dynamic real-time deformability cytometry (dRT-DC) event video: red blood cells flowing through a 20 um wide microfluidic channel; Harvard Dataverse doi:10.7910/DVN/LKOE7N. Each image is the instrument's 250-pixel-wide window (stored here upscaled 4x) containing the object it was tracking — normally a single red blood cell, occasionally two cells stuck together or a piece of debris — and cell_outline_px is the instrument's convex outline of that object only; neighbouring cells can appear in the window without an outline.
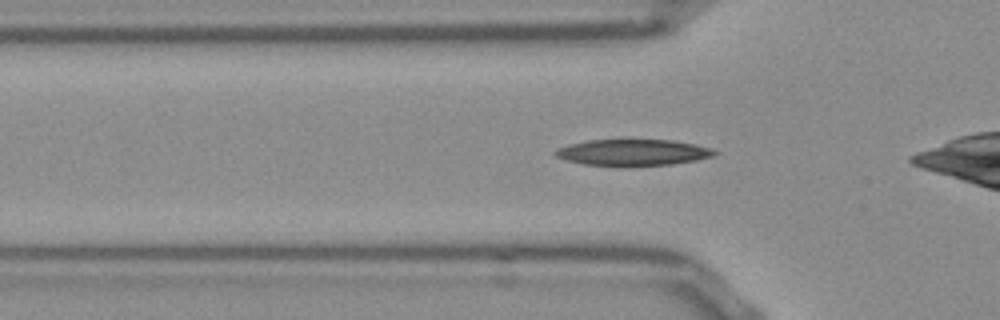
{"species": "Egyptian fruit bat (a non-hibernating species)", "species_latin": "Rousettus aegyptiacus", "temperature_condition": "room temperature", "stored_images_in_passage": 34, "camera_frame_rate_fps": 3000, "um_per_image_px": 0.085, "frame": {"image": 1, "passage_image": 8, "time_ms": 2.333, "image_size_px": [1000, 320], "cell_outline_px": [[716, 152], [712, 156], [696, 160], [672, 164], [632, 168], [616, 168], [584, 164], [568, 160], [556, 156], [556, 152], [560, 148], [572, 144], [588, 140], [672, 140], [696, 144], [712, 148]], "centroid_in_image_um": [53.84, 13.0], "position_along_channel_um": 72.0, "area_um2": 24.8}}
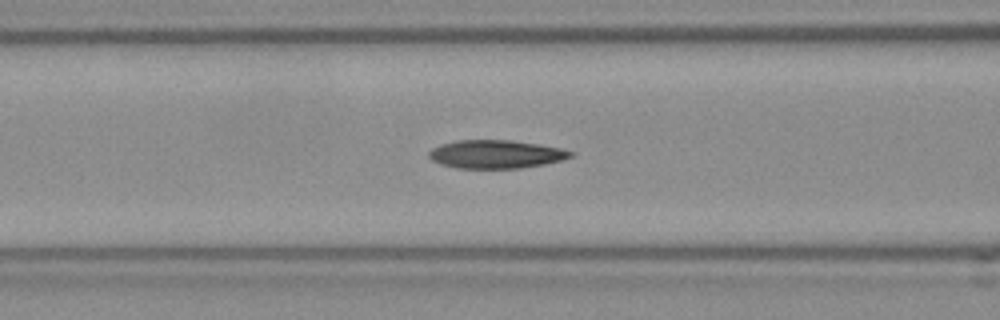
{"frame": {"image": 2, "passage_image": 12, "time_ms": 3.667, "image_size_px": [1000, 320], "cell_outline_px": [[572, 156], [560, 160], [544, 164], [520, 168], [456, 168], [440, 164], [432, 160], [428, 156], [428, 152], [432, 148], [440, 144], [456, 140], [512, 140], [540, 144], [560, 148], [572, 152]], "centroid_in_image_um": [42.1, 13.1], "position_along_channel_um": 124.5, "area_um2": 23.35}}
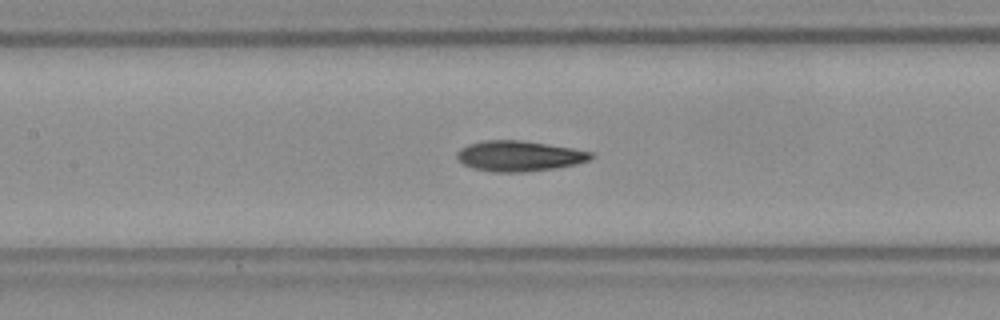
{"frame": {"image": 3, "passage_image": 15, "time_ms": 4.667, "image_size_px": [1000, 320], "cell_outline_px": [[596, 156], [588, 160], [576, 164], [556, 168], [524, 172], [492, 172], [472, 168], [456, 160], [456, 152], [460, 148], [468, 144], [484, 140], [520, 140], [548, 144], [572, 148], [592, 152]], "centroid_in_image_um": [44.1, 13.26], "position_along_channel_um": 163.3, "area_um2": 23.99}}